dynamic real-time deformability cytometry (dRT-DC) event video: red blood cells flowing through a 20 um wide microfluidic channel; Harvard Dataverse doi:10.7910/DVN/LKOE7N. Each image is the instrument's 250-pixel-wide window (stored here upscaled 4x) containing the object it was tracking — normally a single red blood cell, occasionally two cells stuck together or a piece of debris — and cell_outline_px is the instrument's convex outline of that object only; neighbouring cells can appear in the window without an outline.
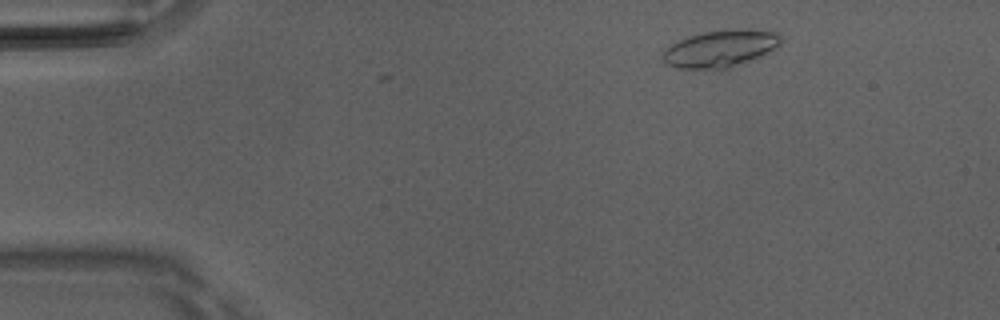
{"species": "Egyptian fruit bat (a non-hibernating species)", "species_latin": "Rousettus aegyptiacus", "temperature_condition": "room temperature", "stored_images_in_passage": 2, "camera_frame_rate_fps": 3000, "um_per_image_px": 0.085, "animal": {"sex": "male"}, "frame": {"image": 1, "passage_image": 2, "time_ms": 0.333, "image_size_px": [1000, 320], "cell_outline_px": [[780, 44], [756, 60], [728, 68], [676, 68], [668, 64], [664, 60], [664, 52], [672, 44], [688, 36], [704, 32], [732, 28], [736, 28], [780, 32]], "centroid_in_image_um": [61.3, 4.12], "position_along_channel_um": 23.7, "area_um2": 25.37}}